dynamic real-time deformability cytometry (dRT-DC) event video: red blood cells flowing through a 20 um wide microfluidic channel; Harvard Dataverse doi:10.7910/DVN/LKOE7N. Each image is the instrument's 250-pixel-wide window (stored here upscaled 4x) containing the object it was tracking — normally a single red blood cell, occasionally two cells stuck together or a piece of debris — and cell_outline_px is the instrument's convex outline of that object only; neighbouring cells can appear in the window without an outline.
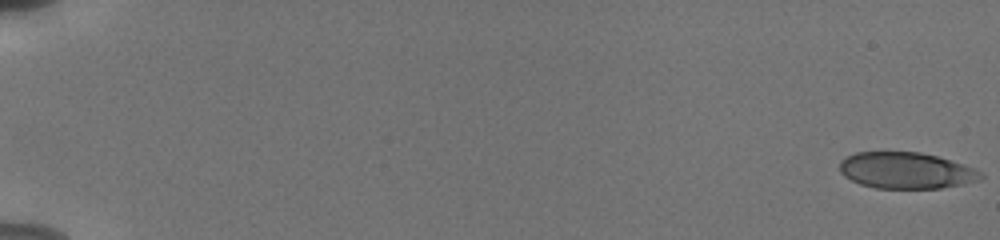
{"species": "human", "species_latin": "Homo sapiens", "temperature_condition": "cold", "stored_images_in_passage": 56, "camera_frame_rate_fps": 3000, "um_per_image_px": 0.085, "donor": {"sex": "male"}, "frame": {"image": 1, "passage_image": 1, "time_ms": 0.0, "image_size_px": [1000, 240], "cell_outline_px": [[984, 176], [980, 180], [964, 184], [940, 188], [876, 188], [860, 184], [844, 176], [840, 172], [840, 160], [856, 152], [920, 152], [936, 156], [964, 164], [976, 168]], "centroid_in_image_um": [77.04, 14.49], "position_along_channel_um": 8.0, "area_um2": 29.88}}
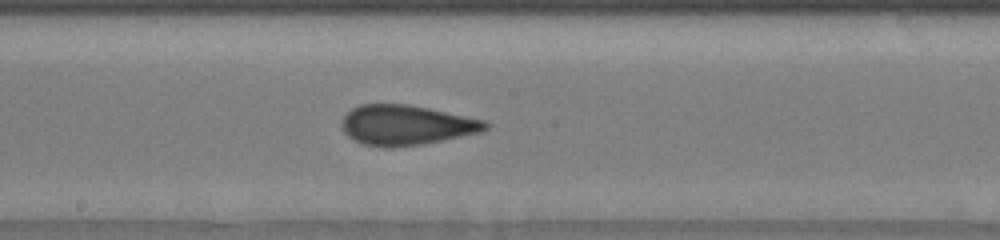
{"frame": {"image": 2, "passage_image": 33, "time_ms": 10.667, "image_size_px": [1000, 240], "cell_outline_px": [[492, 124], [484, 132], [424, 144], [392, 148], [384, 148], [364, 144], [348, 136], [344, 132], [340, 124], [344, 116], [352, 108], [360, 104], [408, 104], [428, 108], [484, 120]], "centroid_in_image_um": [34.55, 10.64], "position_along_channel_um": 213.6, "area_um2": 33.76}}
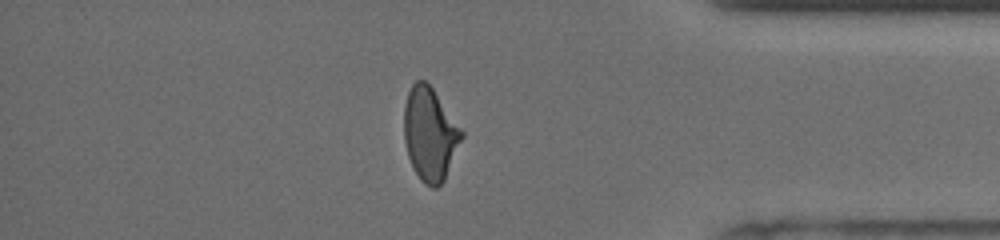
{"frame": {"image": 3, "passage_image": 49, "time_ms": 16.0, "image_size_px": [1000, 240], "cell_outline_px": [[464, 136], [444, 180], [436, 188], [432, 188], [424, 184], [420, 180], [408, 156], [404, 140], [404, 104], [408, 92], [412, 84], [416, 80], [424, 80], [432, 88], [464, 132]], "centroid_in_image_um": [36.54, 11.4], "position_along_channel_um": 398.7, "area_um2": 31.1}, "authors_computed_cell_mechanics": {"area_um2": 32.4258, "velocity_mm_per_s": 3.8228, "shape_relaxation_time_tau1_ms": null, "shape_relaxation_time_tau2_ms": 1.0681, "deformation_change_tau1": null, "deformation_change_tau2": 0.0822}}